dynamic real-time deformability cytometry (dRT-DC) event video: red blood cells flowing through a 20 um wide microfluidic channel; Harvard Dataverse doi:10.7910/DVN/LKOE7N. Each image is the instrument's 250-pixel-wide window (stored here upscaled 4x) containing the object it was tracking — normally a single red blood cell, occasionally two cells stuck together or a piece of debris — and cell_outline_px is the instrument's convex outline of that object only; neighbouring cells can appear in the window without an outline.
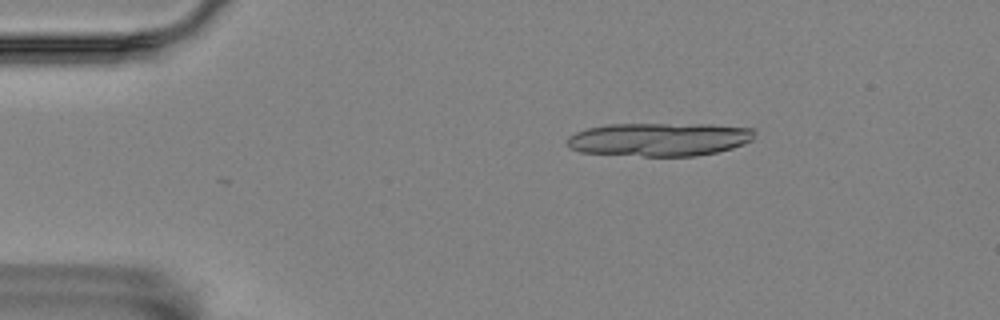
{"species": "Egyptian fruit bat (a non-hibernating species)", "species_latin": "Rousettus aegyptiacus", "temperature_condition": "room temperature", "stored_images_in_passage": 9, "camera_frame_rate_fps": 3000, "um_per_image_px": 0.085, "animal": {"sex": "female"}, "frame": {"image": 1, "passage_image": 1, "time_ms": 0.0, "image_size_px": [1000, 320], "cell_outline_px": [[756, 132], [752, 140], [744, 144], [732, 148], [716, 152], [696, 156], [644, 156], [580, 152], [572, 148], [568, 144], [568, 136], [576, 132], [588, 128], [608, 124], [712, 124], [756, 128]], "centroid_in_image_um": [56.11, 11.84], "position_along_channel_um": 28.9, "area_um2": 36.65}}